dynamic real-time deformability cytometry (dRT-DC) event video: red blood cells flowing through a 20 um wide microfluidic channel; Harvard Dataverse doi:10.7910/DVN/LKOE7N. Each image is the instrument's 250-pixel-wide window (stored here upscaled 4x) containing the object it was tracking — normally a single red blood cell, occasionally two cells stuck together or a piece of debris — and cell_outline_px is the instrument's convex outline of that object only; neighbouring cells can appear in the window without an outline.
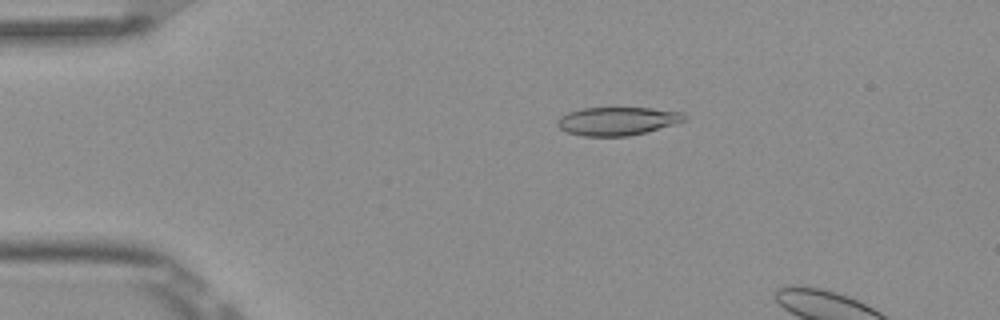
{"species": "Egyptian fruit bat (a non-hibernating species)", "species_latin": "Rousettus aegyptiacus", "temperature_condition": "room temperature", "stored_images_in_passage": 2, "camera_frame_rate_fps": 3000, "um_per_image_px": 0.085, "frame": {"image": 1, "passage_image": 1, "time_ms": 0.0, "image_size_px": [1000, 320], "cell_outline_px": [[688, 120], [676, 124], [628, 136], [584, 136], [568, 132], [560, 128], [556, 124], [556, 120], [560, 116], [568, 112], [580, 108], [652, 108], [684, 112], [688, 116]], "centroid_in_image_um": [52.51, 10.28], "position_along_channel_um": 32.5, "area_um2": 21.1}}